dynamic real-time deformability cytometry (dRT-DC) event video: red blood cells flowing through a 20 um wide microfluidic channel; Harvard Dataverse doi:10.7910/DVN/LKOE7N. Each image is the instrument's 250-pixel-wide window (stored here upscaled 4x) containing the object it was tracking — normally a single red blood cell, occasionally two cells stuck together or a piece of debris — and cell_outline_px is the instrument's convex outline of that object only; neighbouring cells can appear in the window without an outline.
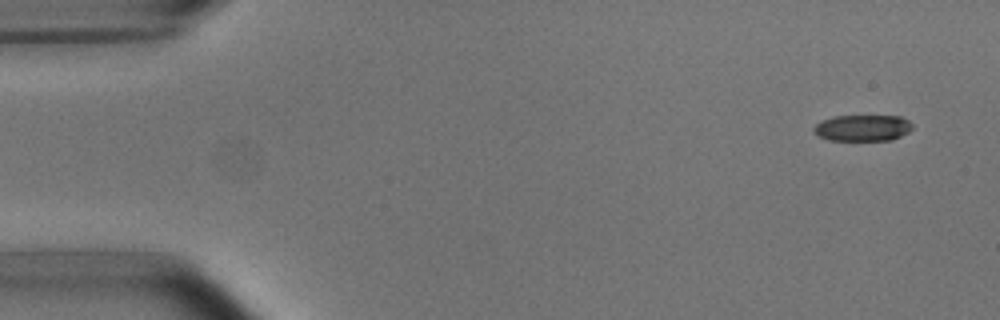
{"species": "common noctule bat (a hibernating species)", "species_latin": "Nyctalus noctula", "temperature_condition": "room temperature", "stored_images_in_passage": 5, "segment_of_instrument_passage": [2, 2], "camera_frame_rate_fps": 3000, "um_per_image_px": 0.085, "animal": {"sex": "male", "body_mass_g": 15.6}, "frame": {"image": 1, "passage_image": 5, "time_ms": 4.667, "image_size_px": [1000, 320], "cell_outline_px": [[912, 128], [908, 132], [892, 140], [828, 140], [812, 132], [812, 128], [816, 124], [832, 116], [900, 116], [908, 120], [912, 124]], "centroid_in_image_um": [73.31, 10.87], "position_along_channel_um": 11.7, "area_um2": 15.09}}